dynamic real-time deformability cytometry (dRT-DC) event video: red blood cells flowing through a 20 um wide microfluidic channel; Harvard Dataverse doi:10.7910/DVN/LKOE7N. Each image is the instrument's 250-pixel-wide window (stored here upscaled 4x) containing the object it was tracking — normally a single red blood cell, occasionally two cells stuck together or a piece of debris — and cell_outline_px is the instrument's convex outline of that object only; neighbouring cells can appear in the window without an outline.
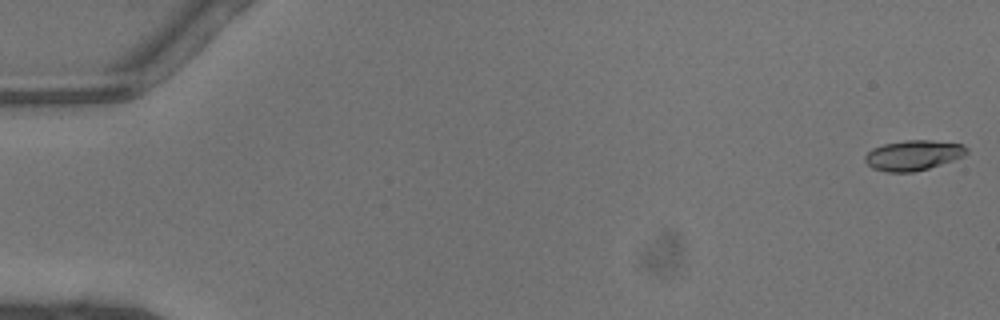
{"species": "common noctule bat (a hibernating species)", "species_latin": "Nyctalus noctula", "temperature_condition": "warm", "stored_images_in_passage": 47, "camera_frame_rate_fps": 3000, "um_per_image_px": 0.085, "animal": {"sex": "male", "body_mass_g": 13.3}, "frame": {"image": 1, "passage_image": 1, "time_ms": 0.0, "image_size_px": [1000, 320], "cell_outline_px": [[968, 152], [964, 156], [928, 168], [912, 172], [884, 172], [872, 168], [864, 160], [864, 156], [872, 148], [884, 144], [904, 140], [932, 140], [964, 144], [968, 148]], "centroid_in_image_um": [77.62, 13.19], "position_along_channel_um": 7.4, "area_um2": 17.92}}
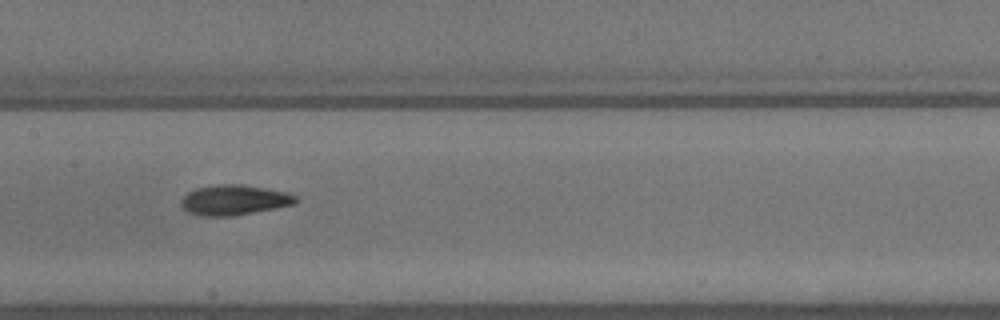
{"frame": {"image": 2, "passage_image": 24, "time_ms": 7.667, "image_size_px": [1000, 320], "cell_outline_px": [[300, 200], [296, 204], [276, 208], [232, 216], [204, 216], [188, 212], [180, 204], [180, 200], [188, 192], [196, 188], [216, 184], [244, 184], [288, 192], [296, 196]], "centroid_in_image_um": [19.94, 16.99], "position_along_channel_um": 187.5, "area_um2": 20.35}}
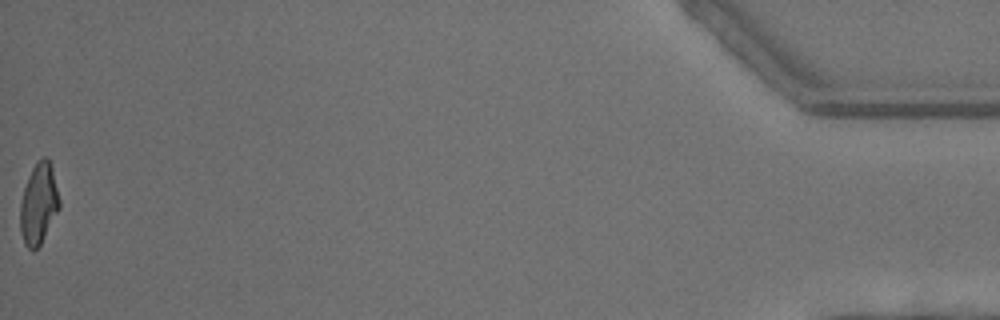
{"frame": {"image": 3, "passage_image": 47, "time_ms": 15.333, "image_size_px": [1000, 320], "cell_outline_px": [[60, 208], [40, 244], [32, 252], [24, 244], [20, 232], [20, 204], [24, 188], [28, 176], [36, 160], [44, 156], [48, 160], [52, 168], [60, 200]], "centroid_in_image_um": [3.28, 17.32], "position_along_channel_um": 431.9, "area_um2": 18.5}, "authors_computed_cell_mechanics": {"area_um2": 18.5538, "velocity_mm_per_s": 4.5052, "shape_relaxation_time_tau1_ms": 3.4005, "shape_relaxation_time_tau2_ms": 2.1891, "deformation_change_tau1": 0.1758, "deformation_change_tau2": 0.074}}